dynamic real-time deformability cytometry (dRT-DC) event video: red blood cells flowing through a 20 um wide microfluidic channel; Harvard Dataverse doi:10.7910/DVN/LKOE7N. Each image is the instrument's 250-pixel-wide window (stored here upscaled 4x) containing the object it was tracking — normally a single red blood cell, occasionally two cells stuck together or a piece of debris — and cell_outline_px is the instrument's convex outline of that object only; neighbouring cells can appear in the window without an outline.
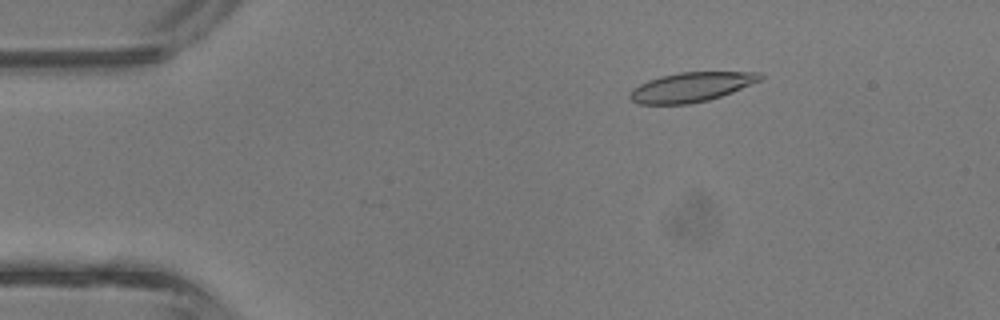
{"species": "common noctule bat (a hibernating species)", "species_latin": "Nyctalus noctula", "temperature_condition": "room temperature", "stored_images_in_passage": 9, "camera_frame_rate_fps": 3000, "um_per_image_px": 0.085, "animal": {"sex": "male", "body_mass_g": 13.3}, "frame": {"image": 1, "passage_image": 1, "time_ms": 0.0, "image_size_px": [1000, 320], "cell_outline_px": [[764, 76], [760, 80], [732, 92], [708, 100], [688, 104], [640, 104], [632, 100], [628, 96], [632, 88], [648, 80], [660, 76], [680, 72], [760, 72]], "centroid_in_image_um": [58.73, 7.4], "position_along_channel_um": 26.3, "area_um2": 22.25}}
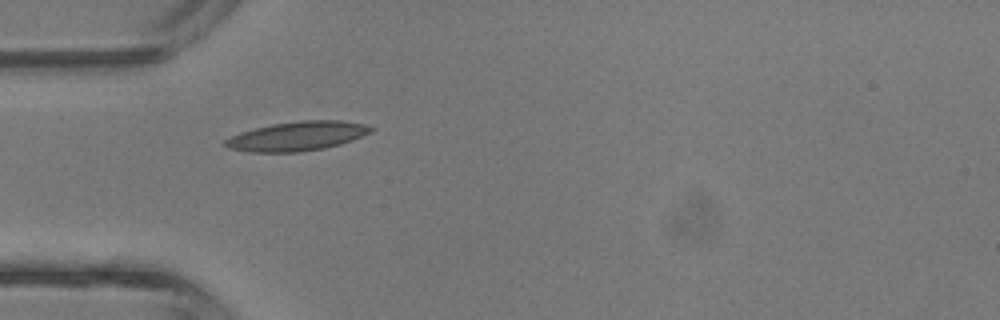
{"frame": {"image": 2, "passage_image": 7, "time_ms": 2.0, "image_size_px": [1000, 320], "cell_outline_px": [[376, 128], [372, 132], [352, 140], [340, 144], [324, 148], [300, 152], [252, 152], [228, 148], [224, 144], [224, 140], [240, 132], [272, 124], [300, 120], [340, 120], [364, 124]], "centroid_in_image_um": [25.29, 11.57], "position_along_channel_um": 59.7, "area_um2": 24.8}}